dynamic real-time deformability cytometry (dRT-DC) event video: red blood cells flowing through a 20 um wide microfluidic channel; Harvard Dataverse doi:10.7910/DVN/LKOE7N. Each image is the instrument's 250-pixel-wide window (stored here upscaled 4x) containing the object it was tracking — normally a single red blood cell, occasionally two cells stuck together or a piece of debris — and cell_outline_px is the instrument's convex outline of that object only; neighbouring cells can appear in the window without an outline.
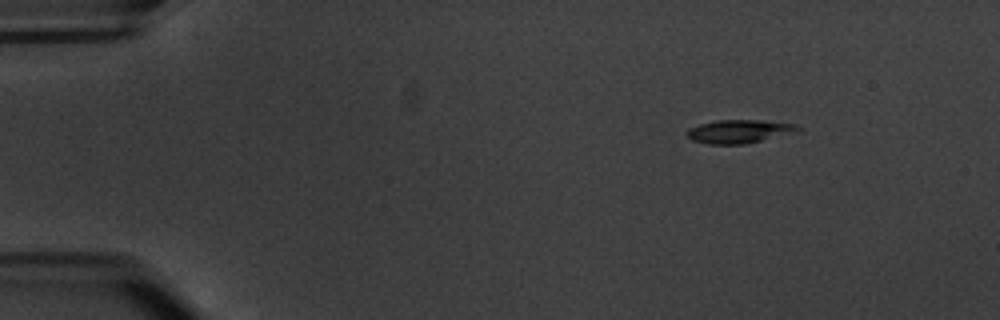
{"species": "common noctule bat (a hibernating species)", "species_latin": "Nyctalus noctula", "temperature_condition": "warm", "stored_images_in_passage": 4, "camera_frame_rate_fps": 3000, "um_per_image_px": 0.085, "animal": {"sex": "male", "body_mass_g": 20.1, "forearm_length_mm": 53.5}, "frame": {"image": 1, "passage_image": 1, "time_ms": 0.0, "image_size_px": [1000, 320], "cell_outline_px": [[804, 128], [800, 132], [744, 144], [708, 144], [692, 140], [688, 136], [688, 128], [700, 124], [716, 120], [760, 120], [796, 124]], "centroid_in_image_um": [62.91, 11.17], "position_along_channel_um": 22.1, "area_um2": 15.26}}